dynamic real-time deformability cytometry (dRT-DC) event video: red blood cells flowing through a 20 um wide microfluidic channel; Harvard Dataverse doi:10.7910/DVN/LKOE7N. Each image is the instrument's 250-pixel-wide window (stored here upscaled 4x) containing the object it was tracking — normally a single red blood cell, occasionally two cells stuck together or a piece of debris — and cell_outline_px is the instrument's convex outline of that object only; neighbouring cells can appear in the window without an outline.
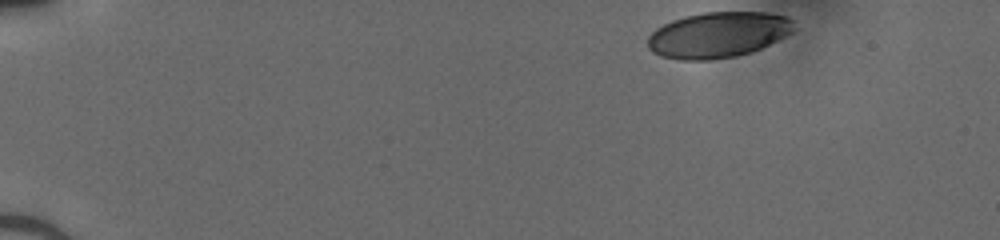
{"species": "human", "species_latin": "Homo sapiens", "temperature_condition": "cold", "stored_images_in_passage": 39, "camera_frame_rate_fps": 3000, "um_per_image_px": 0.085, "donor": {"sex": "male"}, "frame": {"image": 1, "passage_image": 1, "time_ms": 0.0, "image_size_px": [1000, 240], "cell_outline_px": [[796, 20], [792, 32], [752, 52], [736, 56], [708, 60], [680, 60], [660, 56], [652, 52], [648, 48], [648, 36], [656, 28], [672, 20], [684, 16], [704, 12], [764, 12], [788, 16]], "centroid_in_image_um": [61.03, 2.95], "position_along_channel_um": 24.0, "area_um2": 39.07}}
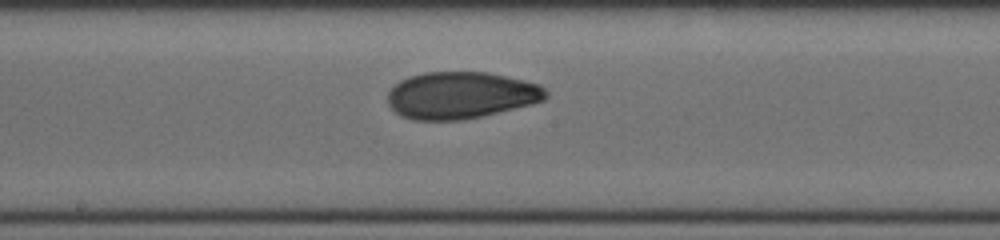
{"frame": {"image": 2, "passage_image": 23, "time_ms": 7.333, "image_size_px": [1000, 240], "cell_outline_px": [[548, 96], [544, 100], [532, 104], [484, 116], [464, 120], [412, 120], [400, 116], [388, 104], [388, 92], [400, 80], [424, 72], [488, 72], [524, 80], [540, 84], [548, 92]], "centroid_in_image_um": [39.19, 8.1], "position_along_channel_um": 209.0, "area_um2": 43.47}}
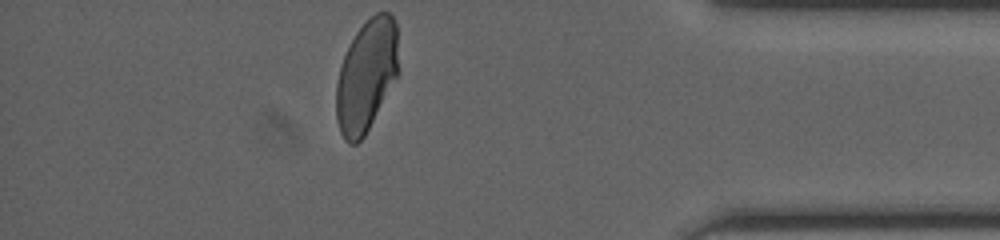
{"frame": {"image": 3, "passage_image": 39, "time_ms": 12.667, "image_size_px": [1000, 240], "cell_outline_px": [[396, 76], [364, 136], [356, 144], [348, 144], [344, 140], [340, 132], [336, 120], [336, 84], [340, 68], [344, 56], [356, 32], [368, 16], [376, 12], [388, 12], [396, 20]], "centroid_in_image_um": [31.1, 6.42], "position_along_channel_um": 404.1, "area_um2": 39.94}}